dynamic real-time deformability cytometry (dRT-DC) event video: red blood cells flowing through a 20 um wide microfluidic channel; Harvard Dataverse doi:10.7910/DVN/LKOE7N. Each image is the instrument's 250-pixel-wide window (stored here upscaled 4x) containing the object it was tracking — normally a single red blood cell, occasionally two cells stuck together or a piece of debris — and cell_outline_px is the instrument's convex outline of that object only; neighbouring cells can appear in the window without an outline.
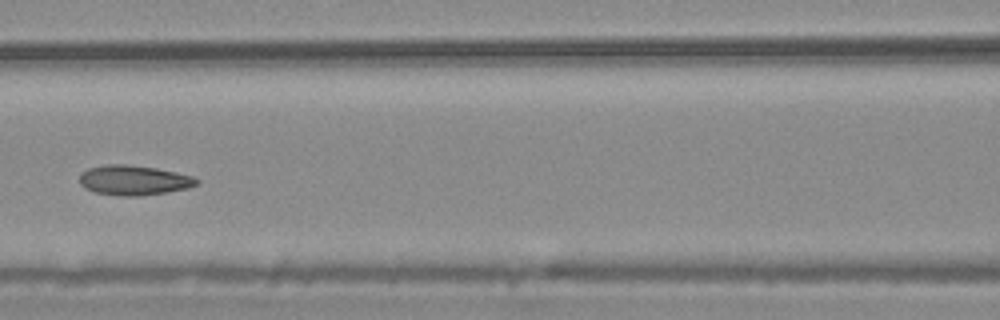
{"species": "common noctule bat (a hibernating species)", "species_latin": "Nyctalus noctula", "temperature_condition": "warm", "stored_images_in_passage": 7, "camera_frame_rate_fps": 3000, "um_per_image_px": 0.085, "animal": {"sex": "male", "body_mass_g": 20.4}, "frame": {"image": 1, "passage_image": 7, "time_ms": 2.0, "image_size_px": [1000, 320], "cell_outline_px": [[200, 180], [196, 184], [188, 188], [168, 192], [140, 196], [124, 196], [96, 192], [84, 188], [80, 184], [80, 176], [88, 168], [108, 164], [124, 164], [156, 168], [176, 172], [192, 176]], "centroid_in_image_um": [11.39, 15.32], "position_along_channel_um": 155.2, "area_um2": 20.23}}